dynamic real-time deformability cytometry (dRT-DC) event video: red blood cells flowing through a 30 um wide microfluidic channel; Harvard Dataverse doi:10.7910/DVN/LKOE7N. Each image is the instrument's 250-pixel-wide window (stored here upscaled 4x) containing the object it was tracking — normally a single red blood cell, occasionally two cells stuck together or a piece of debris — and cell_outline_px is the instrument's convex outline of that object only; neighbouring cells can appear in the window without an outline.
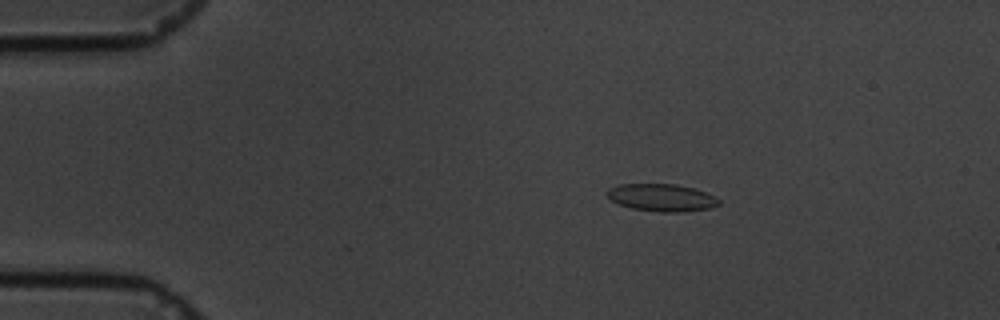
{"species": "common noctule bat (a hibernating species)", "species_latin": "Nyctalus noctula", "temperature_condition": "cold", "stored_images_in_passage": 39, "camera_frame_rate_fps": 3000, "um_per_image_px": 0.085, "animal": {"sex": "male", "body_mass_g": 19.5, "forearm_length_mm": 54.6}, "frame": {"image": 1, "passage_image": 2, "time_ms": 0.333, "image_size_px": [1000, 320], "cell_outline_px": [[720, 204], [712, 208], [684, 212], [660, 212], [632, 208], [620, 204], [612, 200], [604, 192], [608, 188], [620, 184], [676, 184], [692, 188], [716, 196], [720, 200]], "centroid_in_image_um": [56.26, 16.8], "position_along_channel_um": 28.7, "area_um2": 17.92}}
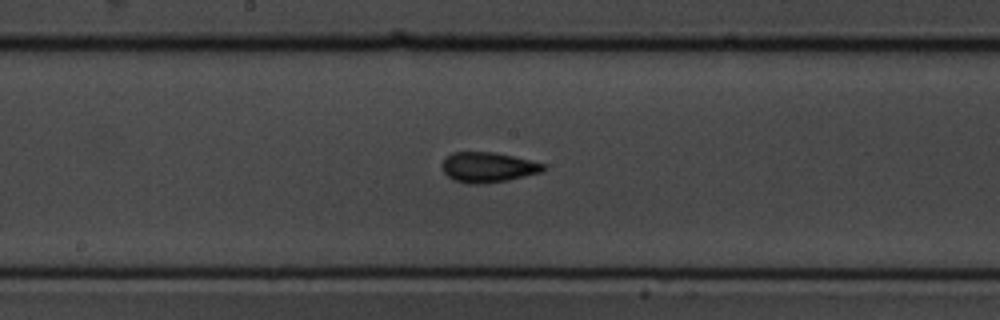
{"frame": {"image": 2, "passage_image": 23, "time_ms": 7.333, "image_size_px": [1000, 320], "cell_outline_px": [[548, 168], [540, 172], [508, 180], [480, 184], [468, 184], [452, 180], [444, 172], [440, 164], [452, 152], [492, 152], [512, 156], [544, 164]], "centroid_in_image_um": [41.44, 14.22], "position_along_channel_um": 206.8, "area_um2": 17.69}}
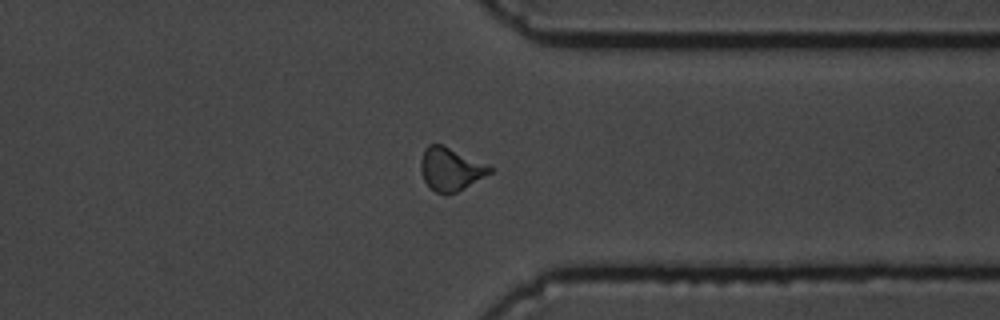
{"frame": {"image": 3, "passage_image": 38, "time_ms": 12.333, "image_size_px": [1000, 320], "cell_outline_px": [[492, 172], [464, 188], [448, 196], [436, 192], [424, 180], [420, 168], [420, 160], [424, 148], [428, 144], [440, 144], [488, 164], [492, 168]], "centroid_in_image_um": [38.28, 14.38], "position_along_channel_um": 373.1, "area_um2": 17.22}}